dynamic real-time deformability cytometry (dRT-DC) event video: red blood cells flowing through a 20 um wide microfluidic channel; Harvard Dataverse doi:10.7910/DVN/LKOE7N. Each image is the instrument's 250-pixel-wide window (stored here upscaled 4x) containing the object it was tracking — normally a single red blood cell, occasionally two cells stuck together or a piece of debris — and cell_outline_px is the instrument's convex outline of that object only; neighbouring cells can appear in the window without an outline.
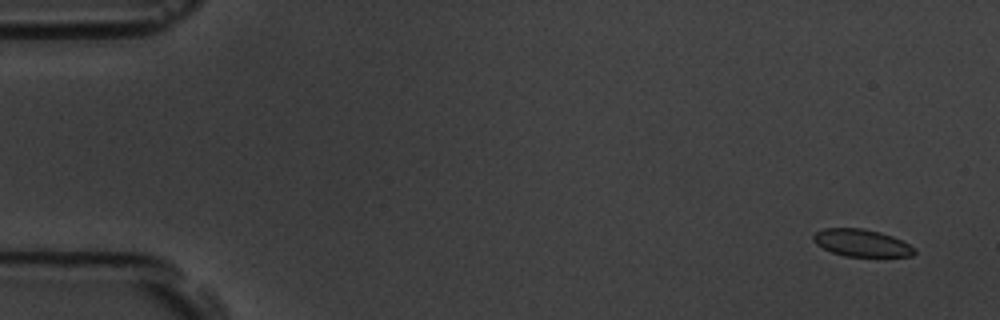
{"species": "common noctule bat (a hibernating species)", "species_latin": "Nyctalus noctula", "temperature_condition": "room temperature", "stored_images_in_passage": 5, "camera_frame_rate_fps": 3000, "um_per_image_px": 0.085, "animal": {"sex": "male", "body_mass_g": 19.5, "forearm_length_mm": 54.6}, "frame": {"image": 1, "passage_image": 2, "time_ms": 1.0, "image_size_px": [1000, 320], "cell_outline_px": [[916, 252], [912, 256], [844, 256], [832, 252], [816, 244], [812, 240], [812, 236], [816, 232], [824, 228], [864, 228], [880, 232], [892, 236], [916, 248]], "centroid_in_image_um": [73.22, 20.64], "position_along_channel_um": 11.8, "area_um2": 16.01}}